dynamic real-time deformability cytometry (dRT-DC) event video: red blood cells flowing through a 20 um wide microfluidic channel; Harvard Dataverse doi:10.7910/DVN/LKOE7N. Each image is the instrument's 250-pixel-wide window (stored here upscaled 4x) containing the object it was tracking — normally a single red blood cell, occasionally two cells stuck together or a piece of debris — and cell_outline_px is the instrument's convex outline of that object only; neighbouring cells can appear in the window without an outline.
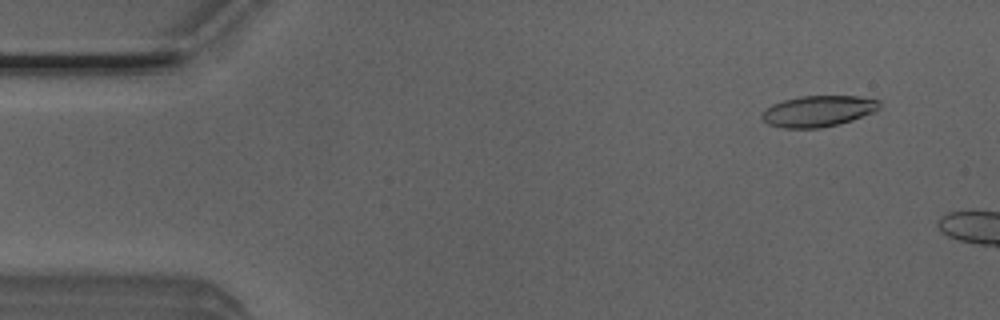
{"species": "Egyptian fruit bat (a non-hibernating species)", "species_latin": "Rousettus aegyptiacus", "temperature_condition": "room temperature", "stored_images_in_passage": 7, "camera_frame_rate_fps": 3000, "um_per_image_px": 0.085, "animal": {"sex": "male"}, "frame": {"image": 1, "passage_image": 4, "time_ms": 1.0, "image_size_px": [1000, 320], "cell_outline_px": [[880, 108], [876, 112], [852, 120], [820, 128], [784, 128], [768, 124], [760, 116], [772, 104], [784, 100], [800, 96], [856, 96], [880, 100]], "centroid_in_image_um": [69.58, 9.44], "position_along_channel_um": 15.4, "area_um2": 21.21}}